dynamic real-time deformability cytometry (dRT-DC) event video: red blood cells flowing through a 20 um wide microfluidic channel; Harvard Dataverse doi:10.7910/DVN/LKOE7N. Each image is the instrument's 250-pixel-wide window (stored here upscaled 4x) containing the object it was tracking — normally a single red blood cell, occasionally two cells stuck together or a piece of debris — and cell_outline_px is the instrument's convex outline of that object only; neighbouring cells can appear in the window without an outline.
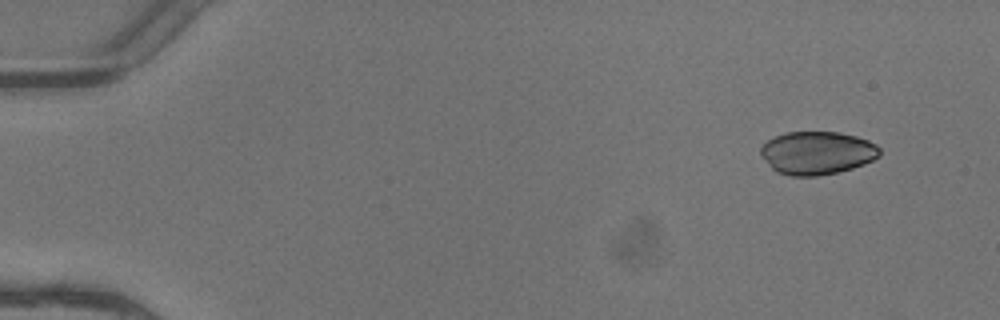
{"species": "common noctule bat (a hibernating species)", "species_latin": "Nyctalus noctula", "temperature_condition": "warm", "stored_images_in_passage": 6, "segment_of_instrument_passage": [2, 2], "camera_frame_rate_fps": 3000, "um_per_image_px": 0.085, "animal": {"sex": "female"}, "frame": {"image": 1, "passage_image": 6, "time_ms": 1.667, "image_size_px": [1000, 320], "cell_outline_px": [[880, 156], [864, 164], [852, 168], [836, 172], [816, 176], [792, 176], [776, 172], [760, 156], [760, 148], [768, 140], [784, 132], [840, 132], [856, 136], [868, 140], [876, 144], [880, 148]], "centroid_in_image_um": [69.45, 12.99], "position_along_channel_um": 15.6, "area_um2": 29.94}}